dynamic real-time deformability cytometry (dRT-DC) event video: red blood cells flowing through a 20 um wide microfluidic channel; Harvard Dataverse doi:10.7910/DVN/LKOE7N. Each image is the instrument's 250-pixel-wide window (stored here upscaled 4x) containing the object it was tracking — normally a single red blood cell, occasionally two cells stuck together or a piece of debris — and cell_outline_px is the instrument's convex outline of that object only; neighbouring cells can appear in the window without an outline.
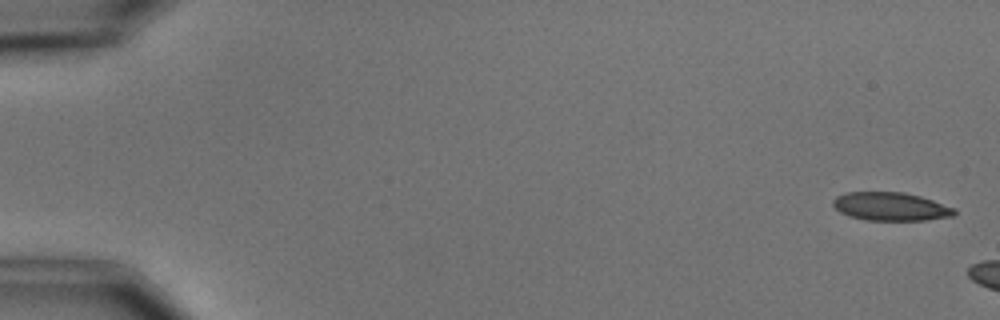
{"species": "common noctule bat (a hibernating species)", "species_latin": "Nyctalus noctula", "temperature_condition": "cold", "stored_images_in_passage": 3, "camera_frame_rate_fps": 3000, "um_per_image_px": 0.085, "animal": {"sex": "male", "body_mass_g": 15.6}, "frame": {"image": 1, "passage_image": 1, "time_ms": 0.0, "image_size_px": [1000, 320], "cell_outline_px": [[956, 216], [924, 220], [864, 220], [848, 216], [840, 212], [832, 204], [832, 200], [836, 196], [848, 192], [904, 192], [920, 196], [956, 208]], "centroid_in_image_um": [75.72, 17.56], "position_along_channel_um": 9.3, "area_um2": 20.17}}